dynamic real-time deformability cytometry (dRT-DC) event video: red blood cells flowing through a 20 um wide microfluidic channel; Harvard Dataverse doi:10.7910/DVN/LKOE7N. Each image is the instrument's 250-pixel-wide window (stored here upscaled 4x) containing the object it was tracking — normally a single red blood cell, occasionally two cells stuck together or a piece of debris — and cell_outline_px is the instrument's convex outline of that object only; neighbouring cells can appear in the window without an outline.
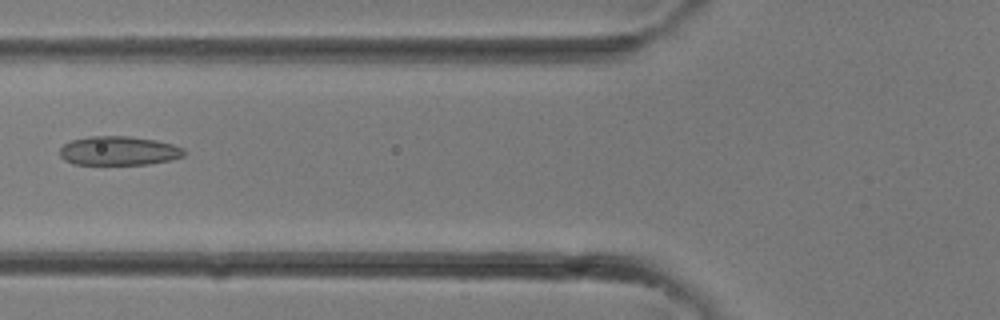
{"species": "common noctule bat (a hibernating species)", "species_latin": "Nyctalus noctula", "temperature_condition": "room temperature", "stored_images_in_passage": 31, "camera_frame_rate_fps": 3000, "um_per_image_px": 0.085, "animal": {"sex": "female"}, "frame": {"image": 1, "passage_image": 13, "time_ms": 4.0, "image_size_px": [1000, 320], "cell_outline_px": [[188, 152], [184, 156], [172, 160], [148, 164], [72, 164], [64, 160], [60, 156], [60, 148], [64, 144], [72, 140], [88, 136], [132, 136], [156, 140], [172, 144], [184, 148]], "centroid_in_image_um": [10.13, 12.81], "position_along_channel_um": 115.7, "area_um2": 21.27}}
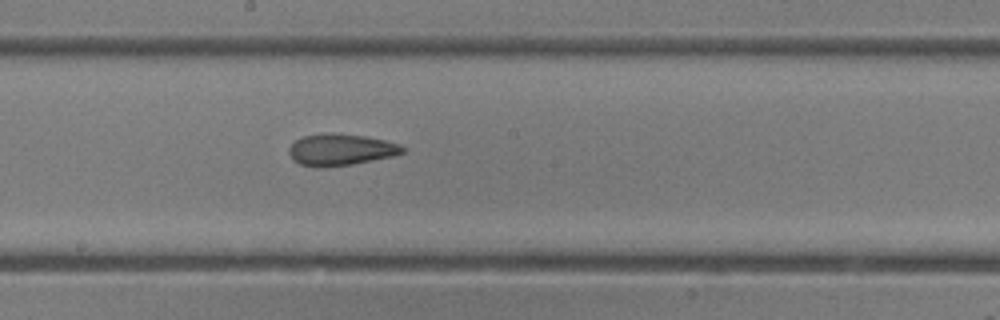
{"frame": {"image": 2, "passage_image": 18, "time_ms": 5.667, "image_size_px": [1000, 320], "cell_outline_px": [[404, 152], [396, 156], [352, 164], [324, 168], [316, 168], [300, 164], [292, 160], [288, 152], [288, 148], [296, 140], [304, 136], [332, 132], [364, 136], [384, 140], [400, 144], [404, 148]], "centroid_in_image_um": [28.95, 12.74], "position_along_channel_um": 219.3, "area_um2": 21.15}}
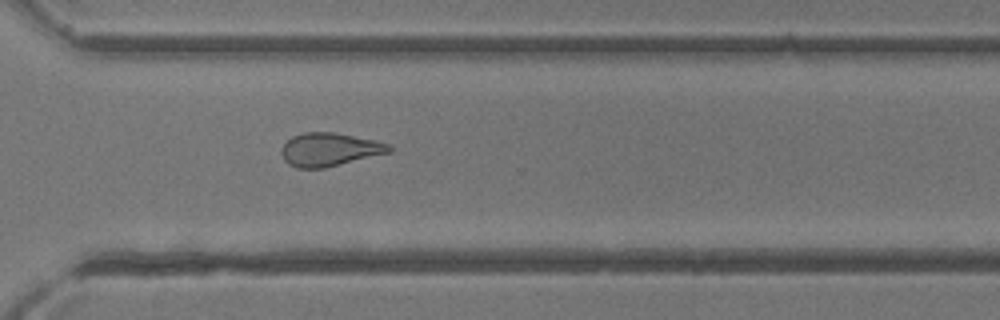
{"frame": {"image": 3, "passage_image": 24, "time_ms": 7.667, "image_size_px": [1000, 320], "cell_outline_px": [[392, 152], [324, 168], [296, 168], [288, 164], [284, 160], [280, 152], [280, 148], [292, 136], [304, 132], [332, 132], [372, 140], [388, 144], [392, 148]], "centroid_in_image_um": [27.96, 12.72], "position_along_channel_um": 342.6, "area_um2": 20.81}}